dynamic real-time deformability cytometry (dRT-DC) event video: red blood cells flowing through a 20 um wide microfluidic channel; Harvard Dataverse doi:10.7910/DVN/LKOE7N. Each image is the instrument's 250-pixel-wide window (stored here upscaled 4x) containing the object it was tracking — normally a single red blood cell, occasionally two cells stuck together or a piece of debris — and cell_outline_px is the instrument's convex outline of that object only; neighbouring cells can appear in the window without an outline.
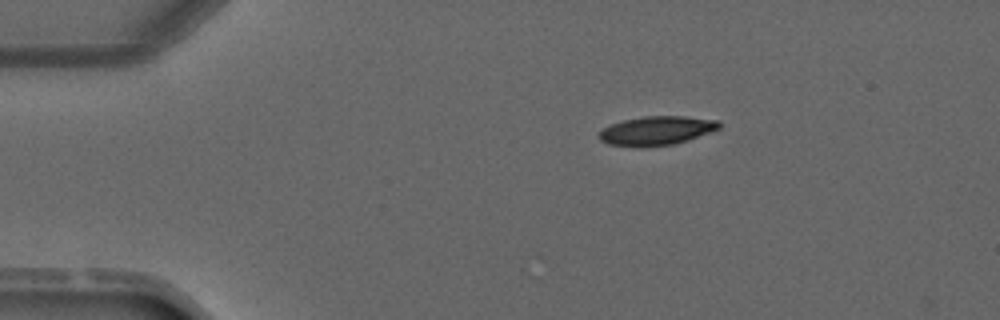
{"species": "common noctule bat (a hibernating species)", "species_latin": "Nyctalus noctula", "temperature_condition": "warm", "stored_images_in_passage": 2, "camera_frame_rate_fps": 3000, "um_per_image_px": 0.085, "animal": {"sex": "male", "forearm_length_mm": 52.5}, "frame": {"image": 1, "passage_image": 1, "time_ms": 0.0, "image_size_px": [1000, 320], "cell_outline_px": [[720, 128], [688, 140], [672, 144], [644, 148], [636, 148], [608, 144], [600, 140], [596, 136], [604, 128], [612, 124], [624, 120], [644, 116], [684, 116], [720, 120]], "centroid_in_image_um": [55.78, 11.12], "position_along_channel_um": 29.2, "area_um2": 20.46}}